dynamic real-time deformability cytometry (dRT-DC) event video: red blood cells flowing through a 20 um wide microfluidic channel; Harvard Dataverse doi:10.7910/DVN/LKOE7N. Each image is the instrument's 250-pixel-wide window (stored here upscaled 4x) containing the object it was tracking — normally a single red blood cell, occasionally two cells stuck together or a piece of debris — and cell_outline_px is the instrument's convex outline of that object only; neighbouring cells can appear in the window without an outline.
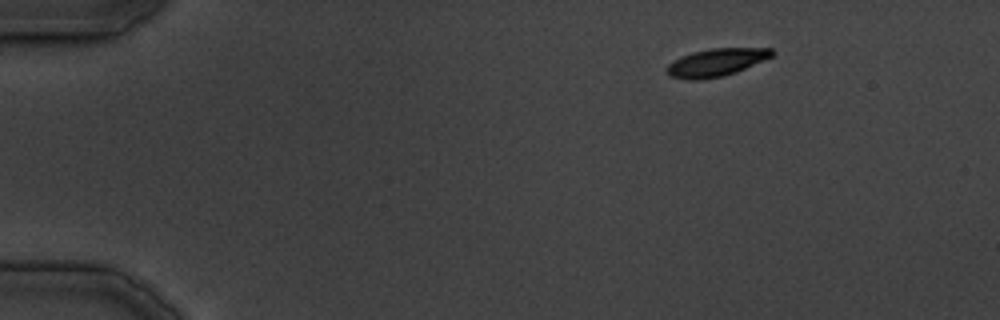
{"species": "common noctule bat (a hibernating species)", "species_latin": "Nyctalus noctula", "temperature_condition": "cold", "stored_images_in_passage": 33, "camera_frame_rate_fps": 3000, "um_per_image_px": 0.085, "animal": {"sex": "male", "body_mass_g": 19.5, "forearm_length_mm": 54.6}, "frame": {"image": 1, "passage_image": 1, "time_ms": 0.0, "image_size_px": [1000, 320], "cell_outline_px": [[776, 52], [772, 56], [736, 72], [724, 76], [696, 80], [688, 80], [668, 76], [664, 68], [668, 64], [692, 52], [712, 48], [772, 48]], "centroid_in_image_um": [60.86, 5.31], "position_along_channel_um": 24.1, "area_um2": 16.94}}
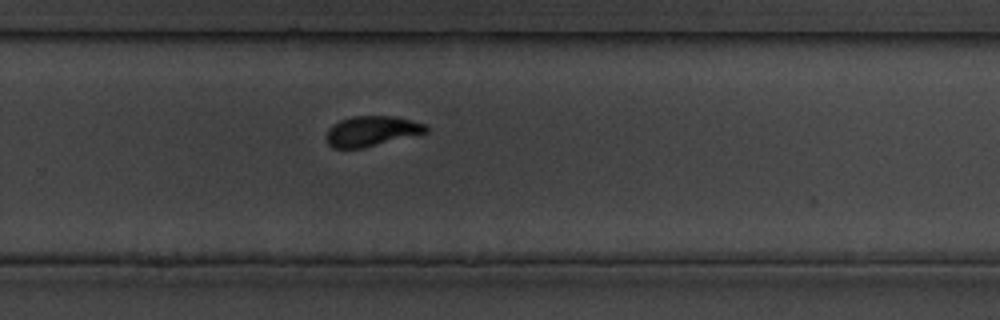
{"frame": {"image": 2, "passage_image": 20, "time_ms": 25.0, "image_size_px": [1000, 320], "cell_outline_px": [[428, 132], [364, 148], [332, 148], [328, 144], [328, 128], [340, 120], [352, 116], [396, 116], [424, 124], [428, 128]], "centroid_in_image_um": [31.59, 11.14], "position_along_channel_um": 298.2, "area_um2": 17.4}}
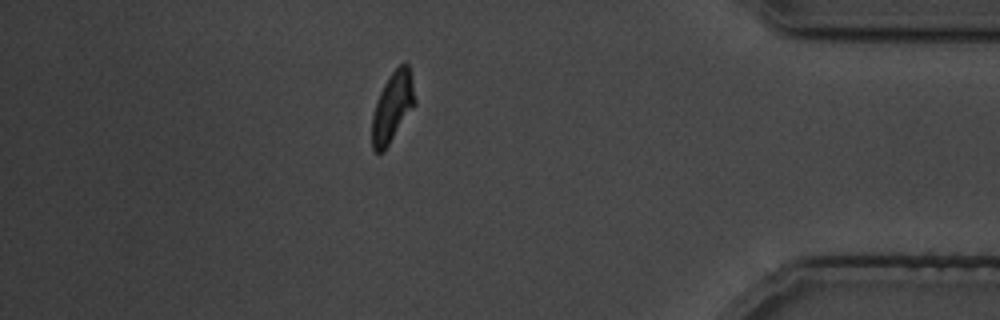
{"frame": {"image": 3, "passage_image": 28, "time_ms": 34.333, "image_size_px": [1000, 320], "cell_outline_px": [[416, 104], [384, 152], [376, 152], [372, 148], [372, 116], [380, 92], [388, 76], [404, 60], [408, 64], [416, 100]], "centroid_in_image_um": [33.37, 9.1], "position_along_channel_um": 401.8, "area_um2": 17.46}}